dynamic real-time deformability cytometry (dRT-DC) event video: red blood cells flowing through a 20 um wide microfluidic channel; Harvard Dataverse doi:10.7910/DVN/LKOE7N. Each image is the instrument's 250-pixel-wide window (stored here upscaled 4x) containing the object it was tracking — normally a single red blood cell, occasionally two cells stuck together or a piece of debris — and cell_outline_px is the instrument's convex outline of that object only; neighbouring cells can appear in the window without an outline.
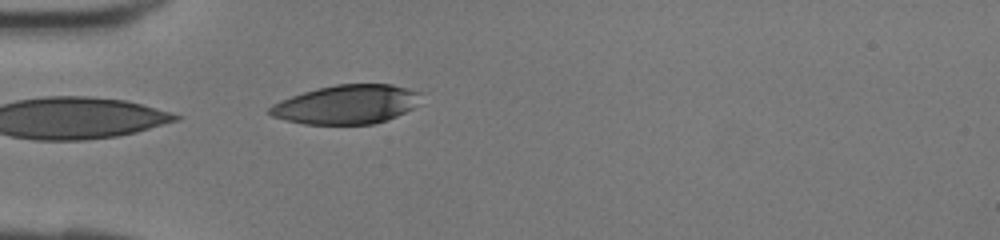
{"species": "human", "species_latin": "Homo sapiens", "temperature_condition": "room temperature", "stored_images_in_passage": 13, "camera_frame_rate_fps": 3000, "um_per_image_px": 0.085, "donor": {"sex": "female"}, "frame": {"image": 1, "passage_image": 13, "time_ms": 4.0, "image_size_px": [1000, 240], "cell_outline_px": [[420, 92], [412, 108], [396, 116], [372, 124], [304, 124], [272, 116], [268, 112], [268, 108], [272, 104], [280, 100], [316, 88], [336, 84], [392, 84]], "centroid_in_image_um": [29.4, 8.87], "position_along_channel_um": 55.6, "area_um2": 33.87}}